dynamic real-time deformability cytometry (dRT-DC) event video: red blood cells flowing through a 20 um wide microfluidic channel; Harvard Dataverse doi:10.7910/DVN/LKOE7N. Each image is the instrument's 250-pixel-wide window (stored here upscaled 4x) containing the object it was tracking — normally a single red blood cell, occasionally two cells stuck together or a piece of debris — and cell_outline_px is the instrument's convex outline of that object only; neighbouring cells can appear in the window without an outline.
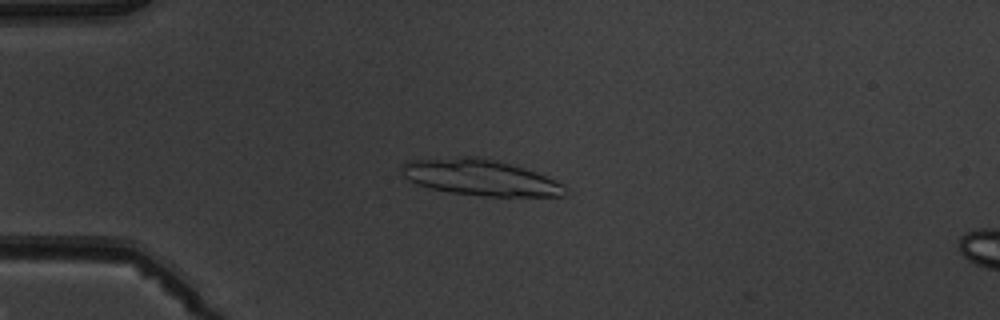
{"species": "common noctule bat (a hibernating species)", "species_latin": "Nyctalus noctula", "temperature_condition": "warm", "stored_images_in_passage": 7, "camera_frame_rate_fps": 3000, "um_per_image_px": 0.085, "animal": {"sex": "male", "body_mass_g": 19.5, "forearm_length_mm": 54.6}, "frame": {"image": 1, "passage_image": 4, "time_ms": 3.667, "image_size_px": [1000, 320], "cell_outline_px": [[568, 192], [564, 196], [484, 196], [448, 192], [416, 184], [408, 180], [400, 172], [400, 164], [404, 160], [460, 156], [476, 156], [524, 168], [556, 180], [564, 184]], "centroid_in_image_um": [40.75, 15.08], "position_along_channel_um": 44.2, "area_um2": 34.51}}
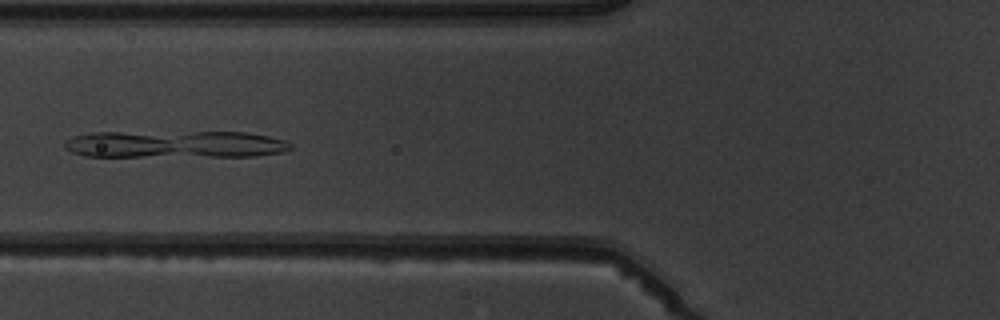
{"frame": {"image": 2, "passage_image": 6, "time_ms": 6.0, "image_size_px": [1000, 320], "cell_outline_px": [[292, 148], [284, 152], [256, 156], [84, 156], [72, 152], [64, 148], [64, 140], [72, 136], [92, 132], [244, 132], [268, 136], [284, 140], [292, 144]], "centroid_in_image_um": [14.86, 12.26], "position_along_channel_um": 110.9, "area_um2": 36.01}}